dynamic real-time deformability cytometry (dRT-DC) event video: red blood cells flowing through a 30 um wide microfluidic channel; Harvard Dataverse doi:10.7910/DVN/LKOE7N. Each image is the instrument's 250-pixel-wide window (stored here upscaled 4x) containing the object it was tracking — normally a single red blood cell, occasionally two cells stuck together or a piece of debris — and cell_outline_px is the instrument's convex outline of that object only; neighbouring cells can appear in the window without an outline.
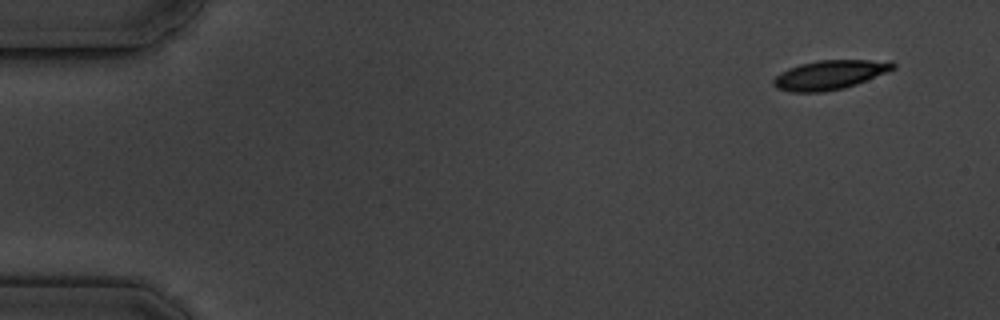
{"species": "common noctule bat (a hibernating species)", "species_latin": "Nyctalus noctula", "temperature_condition": "cold", "stored_images_in_passage": 5, "camera_frame_rate_fps": 3000, "um_per_image_px": 0.085, "animal": {"sex": "male", "body_mass_g": 19.5, "forearm_length_mm": 54.6}, "frame": {"image": 1, "passage_image": 1, "time_ms": 0.0, "image_size_px": [1000, 320], "cell_outline_px": [[896, 68], [888, 72], [856, 84], [844, 88], [824, 92], [788, 92], [776, 88], [772, 84], [772, 80], [780, 72], [788, 68], [800, 64], [816, 60], [892, 60], [896, 64]], "centroid_in_image_um": [70.53, 6.36], "position_along_channel_um": 14.5, "area_um2": 20.69}}